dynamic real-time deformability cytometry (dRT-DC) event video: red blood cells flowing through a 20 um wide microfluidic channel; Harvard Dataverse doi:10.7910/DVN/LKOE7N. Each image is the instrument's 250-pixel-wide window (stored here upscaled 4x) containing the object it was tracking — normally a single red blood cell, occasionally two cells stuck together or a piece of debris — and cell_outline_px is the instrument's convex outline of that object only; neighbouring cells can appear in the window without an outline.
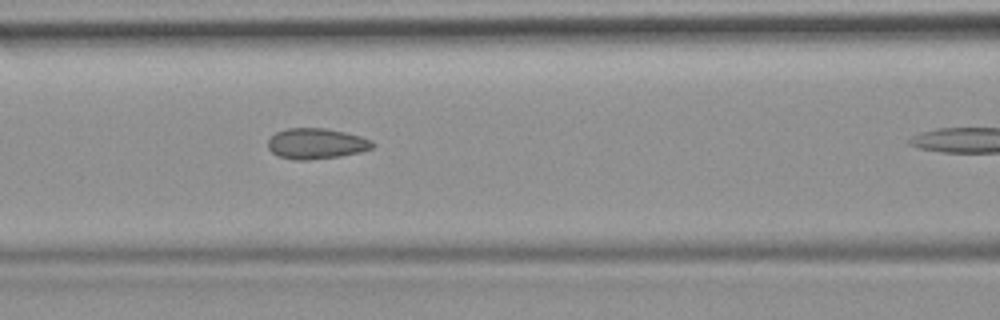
{"species": "common noctule bat (a hibernating species)", "species_latin": "Nyctalus noctula", "temperature_condition": "room temperature", "stored_images_in_passage": 7, "camera_frame_rate_fps": 3000, "um_per_image_px": 0.085, "animal": {"sex": "female", "body_mass_g": 19.9}, "frame": {"image": 1, "passage_image": 6, "time_ms": 9.333, "image_size_px": [1000, 320], "cell_outline_px": [[376, 144], [372, 148], [360, 152], [340, 156], [308, 160], [296, 160], [280, 156], [272, 152], [268, 148], [268, 140], [276, 132], [288, 128], [328, 128], [360, 136], [372, 140]], "centroid_in_image_um": [26.9, 12.2], "position_along_channel_um": 139.7, "area_um2": 18.67}}